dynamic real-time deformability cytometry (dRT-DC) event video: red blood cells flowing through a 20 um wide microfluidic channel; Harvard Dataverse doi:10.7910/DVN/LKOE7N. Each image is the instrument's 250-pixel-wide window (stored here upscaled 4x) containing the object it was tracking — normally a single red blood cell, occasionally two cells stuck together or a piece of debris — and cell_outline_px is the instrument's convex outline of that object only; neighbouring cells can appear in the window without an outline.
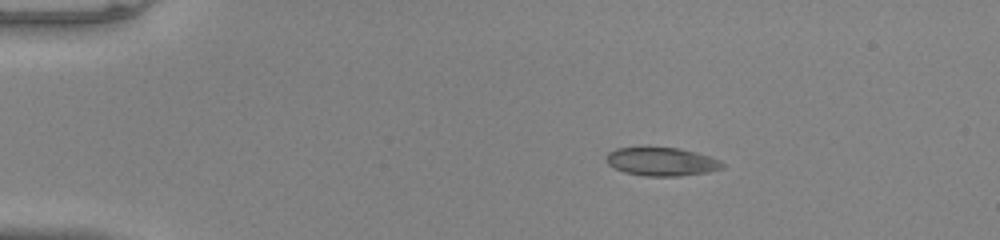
{"species": "common noctule bat (a hibernating species)", "species_latin": "Nyctalus noctula", "temperature_condition": "warm", "stored_images_in_passage": 43, "camera_frame_rate_fps": 3000, "um_per_image_px": 0.085, "animal": {"sex": "male", "body_mass_g": 20.0, "forearm_length_mm": 53.3}, "frame": {"image": 1, "passage_image": 1, "time_ms": 0.0, "image_size_px": [1000, 240], "cell_outline_px": [[724, 168], [708, 172], [680, 176], [644, 176], [624, 172], [608, 164], [604, 160], [604, 156], [608, 152], [616, 148], [680, 148], [712, 156], [720, 160], [724, 164]], "centroid_in_image_um": [56.25, 13.74], "position_along_channel_um": 28.8, "area_um2": 19.36}}
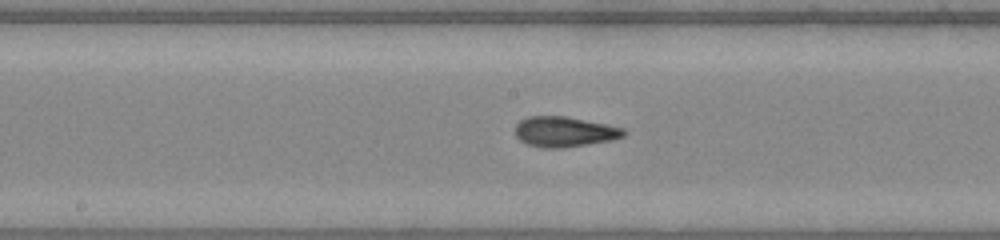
{"frame": {"image": 2, "passage_image": 19, "time_ms": 6.0, "image_size_px": [1000, 240], "cell_outline_px": [[628, 132], [624, 136], [612, 140], [560, 148], [544, 148], [528, 144], [520, 140], [516, 136], [516, 124], [520, 120], [528, 116], [564, 116], [624, 128]], "centroid_in_image_um": [47.97, 11.2], "position_along_channel_um": 200.2, "area_um2": 18.96}}
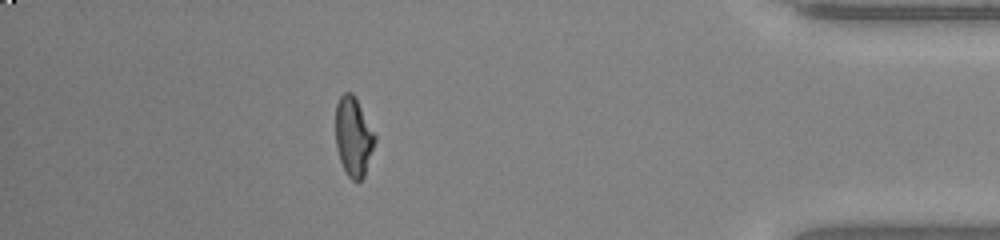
{"frame": {"image": 3, "passage_image": 37, "time_ms": 12.0, "image_size_px": [1000, 240], "cell_outline_px": [[376, 140], [364, 176], [360, 180], [352, 180], [348, 176], [340, 160], [336, 148], [336, 104], [340, 96], [344, 92], [352, 92], [356, 96], [376, 136]], "centroid_in_image_um": [30.04, 11.58], "position_along_channel_um": 405.2, "area_um2": 18.15}, "authors_computed_cell_mechanics": {"area_um2": 18.9584, "velocity_mm_per_s": 4.0964, "shape_relaxation_time_tau1_ms": 8.4884, "shape_relaxation_time_tau2_ms": 1.3287, "deformation_change_tau1": 0.2701, "deformation_change_tau2": 0.0886}}